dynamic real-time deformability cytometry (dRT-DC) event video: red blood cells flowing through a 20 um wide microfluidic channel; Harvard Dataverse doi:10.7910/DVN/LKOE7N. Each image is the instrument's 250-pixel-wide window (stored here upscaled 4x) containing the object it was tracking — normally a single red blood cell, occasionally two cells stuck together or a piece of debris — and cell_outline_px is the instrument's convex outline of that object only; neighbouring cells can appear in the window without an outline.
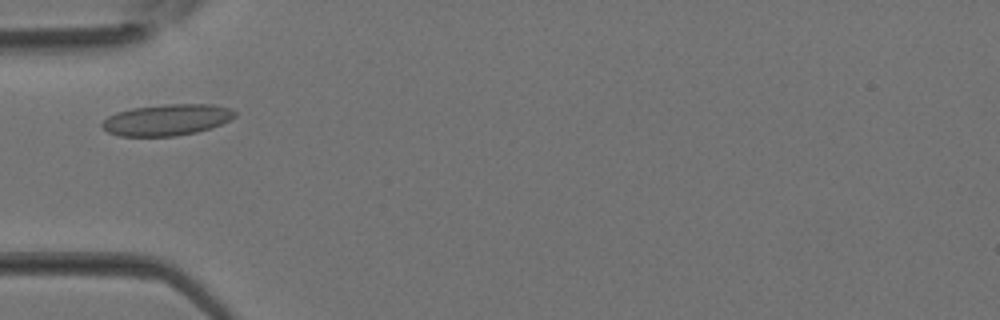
{"species": "Egyptian fruit bat (a non-hibernating species)", "species_latin": "Rousettus aegyptiacus", "temperature_condition": "room temperature", "stored_images_in_passage": 31, "camera_frame_rate_fps": 3000, "um_per_image_px": 0.085, "animal": {"sex": "female"}, "frame": {"image": 1, "passage_image": 6, "time_ms": 1.667, "image_size_px": [1000, 320], "cell_outline_px": [[236, 116], [212, 128], [196, 132], [176, 136], [120, 136], [108, 132], [100, 124], [108, 116], [116, 112], [132, 108], [164, 104], [212, 104], [232, 108], [236, 112]], "centroid_in_image_um": [14.19, 10.18], "position_along_channel_um": 70.8, "area_um2": 24.28}}
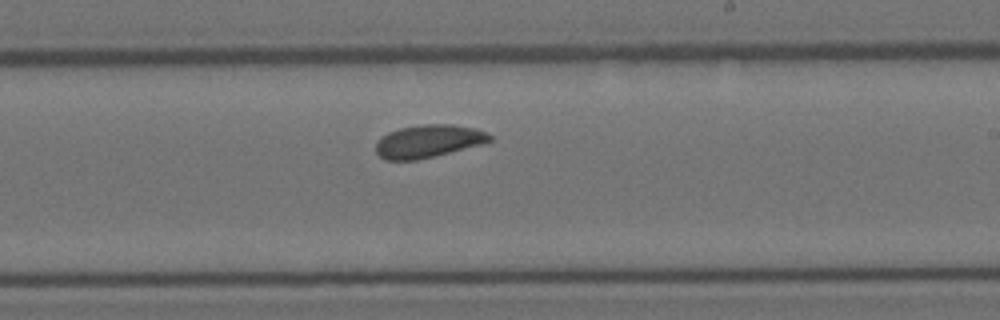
{"frame": {"image": 2, "passage_image": 16, "time_ms": 5.0, "image_size_px": [1000, 320], "cell_outline_px": [[492, 140], [480, 144], [416, 160], [384, 160], [376, 152], [376, 140], [388, 132], [400, 128], [424, 124], [452, 124], [476, 128], [488, 132], [492, 136]], "centroid_in_image_um": [36.39, 11.99], "position_along_channel_um": 252.6, "area_um2": 21.62}}
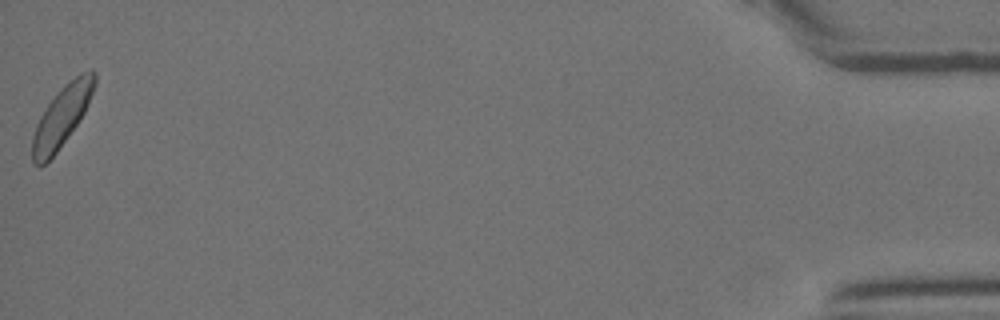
{"frame": {"image": 3, "passage_image": 31, "time_ms": 10.0, "image_size_px": [1000, 320], "cell_outline_px": [[96, 84], [88, 104], [84, 112], [76, 124], [56, 152], [40, 168], [32, 164], [32, 136], [36, 124], [40, 116], [48, 104], [64, 84], [68, 80], [80, 72], [92, 68], [96, 72]], "centroid_in_image_um": [5.25, 9.85], "position_along_channel_um": 429.9, "area_um2": 21.91}}